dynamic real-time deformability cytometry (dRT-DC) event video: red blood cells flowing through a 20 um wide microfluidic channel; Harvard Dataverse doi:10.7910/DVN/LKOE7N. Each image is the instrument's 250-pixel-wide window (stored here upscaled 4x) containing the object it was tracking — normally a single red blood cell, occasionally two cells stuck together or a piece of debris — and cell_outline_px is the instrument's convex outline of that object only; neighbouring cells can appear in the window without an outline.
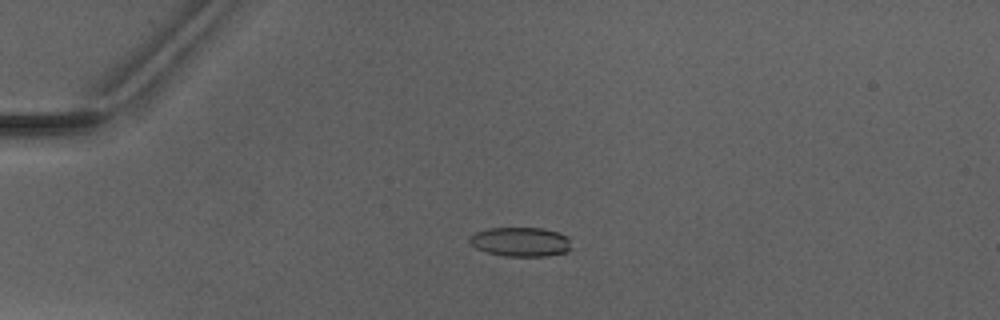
{"species": "Egyptian fruit bat (a non-hibernating species)", "species_latin": "Rousettus aegyptiacus", "temperature_condition": "warm", "stored_images_in_passage": 6, "camera_frame_rate_fps": 3000, "um_per_image_px": 0.085, "animal": {"sex": "male"}, "frame": {"image": 1, "passage_image": 3, "time_ms": 3.0, "image_size_px": [1000, 320], "cell_outline_px": [[572, 248], [568, 252], [548, 256], [504, 256], [488, 252], [476, 248], [468, 240], [468, 236], [476, 232], [488, 228], [544, 228], [568, 236]], "centroid_in_image_um": [44.27, 20.56], "position_along_channel_um": 40.7, "area_um2": 17.51}}
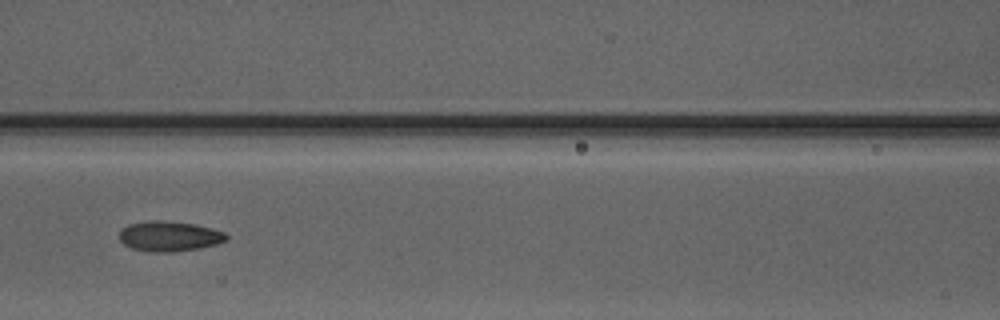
{"frame": {"image": 2, "passage_image": 6, "time_ms": 6.667, "image_size_px": [1000, 320], "cell_outline_px": [[228, 240], [216, 244], [200, 248], [172, 252], [152, 252], [132, 248], [124, 244], [120, 240], [120, 228], [128, 224], [148, 220], [164, 220], [196, 224], [212, 228], [224, 232], [228, 236]], "centroid_in_image_um": [14.39, 20.07], "position_along_channel_um": 152.2, "area_um2": 19.02}}